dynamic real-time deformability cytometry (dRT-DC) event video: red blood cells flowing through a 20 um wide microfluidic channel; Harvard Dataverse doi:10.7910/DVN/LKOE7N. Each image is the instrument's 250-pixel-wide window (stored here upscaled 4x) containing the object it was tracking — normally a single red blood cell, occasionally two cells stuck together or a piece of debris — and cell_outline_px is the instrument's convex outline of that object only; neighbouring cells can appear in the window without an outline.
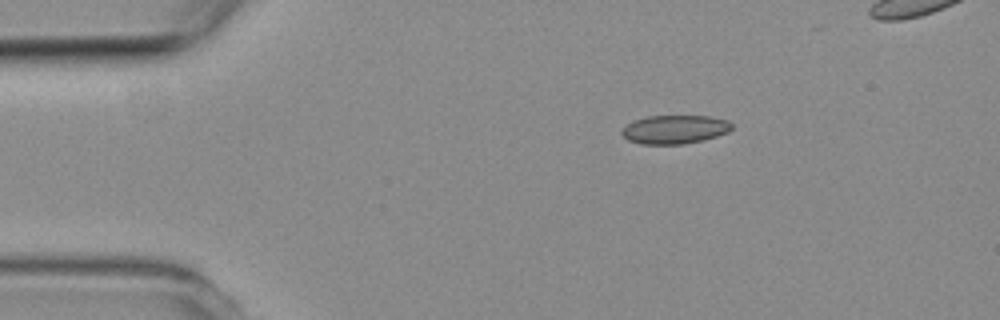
{"species": "common noctule bat (a hibernating species)", "species_latin": "Nyctalus noctula", "temperature_condition": "room temperature", "stored_images_in_passage": 4, "camera_frame_rate_fps": 3000, "um_per_image_px": 0.085, "animal": {"sex": "female", "body_mass_g": 19.3, "forearm_length_mm": 54.1}, "frame": {"image": 1, "passage_image": 2, "time_ms": 1.0, "image_size_px": [1000, 320], "cell_outline_px": [[732, 128], [728, 132], [704, 140], [684, 144], [640, 144], [628, 140], [620, 132], [628, 124], [636, 120], [648, 116], [708, 116], [728, 120], [732, 124]], "centroid_in_image_um": [57.37, 11.01], "position_along_channel_um": 27.6, "area_um2": 18.26}}